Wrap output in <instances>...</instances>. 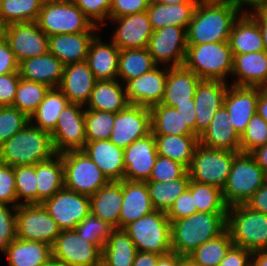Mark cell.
I'll list each match as a JSON object with an SVG mask.
<instances>
[{"label":"cell","mask_w":267,"mask_h":266,"mask_svg":"<svg viewBox=\"0 0 267 266\" xmlns=\"http://www.w3.org/2000/svg\"><path fill=\"white\" fill-rule=\"evenodd\" d=\"M250 155L255 159V162L267 173V144L257 147Z\"/></svg>","instance_id":"66"},{"label":"cell","mask_w":267,"mask_h":266,"mask_svg":"<svg viewBox=\"0 0 267 266\" xmlns=\"http://www.w3.org/2000/svg\"><path fill=\"white\" fill-rule=\"evenodd\" d=\"M97 79L86 61L64 66L58 89L70 103L86 105Z\"/></svg>","instance_id":"23"},{"label":"cell","mask_w":267,"mask_h":266,"mask_svg":"<svg viewBox=\"0 0 267 266\" xmlns=\"http://www.w3.org/2000/svg\"><path fill=\"white\" fill-rule=\"evenodd\" d=\"M61 156L64 167V188L91 196L109 182L83 150L68 151Z\"/></svg>","instance_id":"10"},{"label":"cell","mask_w":267,"mask_h":266,"mask_svg":"<svg viewBox=\"0 0 267 266\" xmlns=\"http://www.w3.org/2000/svg\"><path fill=\"white\" fill-rule=\"evenodd\" d=\"M259 94L260 87L231 85L227 89L223 106L228 112L233 128L240 136L246 130L249 120L256 114Z\"/></svg>","instance_id":"22"},{"label":"cell","mask_w":267,"mask_h":266,"mask_svg":"<svg viewBox=\"0 0 267 266\" xmlns=\"http://www.w3.org/2000/svg\"><path fill=\"white\" fill-rule=\"evenodd\" d=\"M30 118L27 114L12 106L0 107V146L18 131H21Z\"/></svg>","instance_id":"52"},{"label":"cell","mask_w":267,"mask_h":266,"mask_svg":"<svg viewBox=\"0 0 267 266\" xmlns=\"http://www.w3.org/2000/svg\"><path fill=\"white\" fill-rule=\"evenodd\" d=\"M6 28L7 25L0 19V43L6 38Z\"/></svg>","instance_id":"72"},{"label":"cell","mask_w":267,"mask_h":266,"mask_svg":"<svg viewBox=\"0 0 267 266\" xmlns=\"http://www.w3.org/2000/svg\"><path fill=\"white\" fill-rule=\"evenodd\" d=\"M252 252L232 245L218 266H252Z\"/></svg>","instance_id":"60"},{"label":"cell","mask_w":267,"mask_h":266,"mask_svg":"<svg viewBox=\"0 0 267 266\" xmlns=\"http://www.w3.org/2000/svg\"><path fill=\"white\" fill-rule=\"evenodd\" d=\"M158 153L154 135L135 140L123 149V180L146 182L151 176Z\"/></svg>","instance_id":"18"},{"label":"cell","mask_w":267,"mask_h":266,"mask_svg":"<svg viewBox=\"0 0 267 266\" xmlns=\"http://www.w3.org/2000/svg\"><path fill=\"white\" fill-rule=\"evenodd\" d=\"M149 110L153 135H195L184 123L176 108L160 103Z\"/></svg>","instance_id":"42"},{"label":"cell","mask_w":267,"mask_h":266,"mask_svg":"<svg viewBox=\"0 0 267 266\" xmlns=\"http://www.w3.org/2000/svg\"><path fill=\"white\" fill-rule=\"evenodd\" d=\"M266 182V173L255 162L250 153H238L222 189L223 202L229 207L245 204Z\"/></svg>","instance_id":"7"},{"label":"cell","mask_w":267,"mask_h":266,"mask_svg":"<svg viewBox=\"0 0 267 266\" xmlns=\"http://www.w3.org/2000/svg\"><path fill=\"white\" fill-rule=\"evenodd\" d=\"M197 3L162 4L150 2L146 12L154 30L178 26L187 30Z\"/></svg>","instance_id":"36"},{"label":"cell","mask_w":267,"mask_h":266,"mask_svg":"<svg viewBox=\"0 0 267 266\" xmlns=\"http://www.w3.org/2000/svg\"><path fill=\"white\" fill-rule=\"evenodd\" d=\"M97 266H107V265L104 264V263L101 261Z\"/></svg>","instance_id":"76"},{"label":"cell","mask_w":267,"mask_h":266,"mask_svg":"<svg viewBox=\"0 0 267 266\" xmlns=\"http://www.w3.org/2000/svg\"><path fill=\"white\" fill-rule=\"evenodd\" d=\"M265 144H267V122L256 113L240 136V152L250 153Z\"/></svg>","instance_id":"51"},{"label":"cell","mask_w":267,"mask_h":266,"mask_svg":"<svg viewBox=\"0 0 267 266\" xmlns=\"http://www.w3.org/2000/svg\"><path fill=\"white\" fill-rule=\"evenodd\" d=\"M56 154L51 134L31 123L0 146V161L12 167L35 165Z\"/></svg>","instance_id":"3"},{"label":"cell","mask_w":267,"mask_h":266,"mask_svg":"<svg viewBox=\"0 0 267 266\" xmlns=\"http://www.w3.org/2000/svg\"><path fill=\"white\" fill-rule=\"evenodd\" d=\"M96 32L63 33L49 37V52L64 66L86 61L90 42Z\"/></svg>","instance_id":"28"},{"label":"cell","mask_w":267,"mask_h":266,"mask_svg":"<svg viewBox=\"0 0 267 266\" xmlns=\"http://www.w3.org/2000/svg\"><path fill=\"white\" fill-rule=\"evenodd\" d=\"M226 229L233 245L252 253L267 250V215L254 211L245 204L229 206Z\"/></svg>","instance_id":"5"},{"label":"cell","mask_w":267,"mask_h":266,"mask_svg":"<svg viewBox=\"0 0 267 266\" xmlns=\"http://www.w3.org/2000/svg\"><path fill=\"white\" fill-rule=\"evenodd\" d=\"M124 89L118 79L97 80L85 108L118 113L130 104Z\"/></svg>","instance_id":"33"},{"label":"cell","mask_w":267,"mask_h":266,"mask_svg":"<svg viewBox=\"0 0 267 266\" xmlns=\"http://www.w3.org/2000/svg\"><path fill=\"white\" fill-rule=\"evenodd\" d=\"M175 108L180 113L187 127L195 134L196 116L194 99H191V103L178 104Z\"/></svg>","instance_id":"64"},{"label":"cell","mask_w":267,"mask_h":266,"mask_svg":"<svg viewBox=\"0 0 267 266\" xmlns=\"http://www.w3.org/2000/svg\"><path fill=\"white\" fill-rule=\"evenodd\" d=\"M115 228L98 217L89 214L75 228L85 241L96 244L101 250Z\"/></svg>","instance_id":"50"},{"label":"cell","mask_w":267,"mask_h":266,"mask_svg":"<svg viewBox=\"0 0 267 266\" xmlns=\"http://www.w3.org/2000/svg\"><path fill=\"white\" fill-rule=\"evenodd\" d=\"M109 19L111 22L118 24L111 41L120 50L148 47L153 29L146 11Z\"/></svg>","instance_id":"21"},{"label":"cell","mask_w":267,"mask_h":266,"mask_svg":"<svg viewBox=\"0 0 267 266\" xmlns=\"http://www.w3.org/2000/svg\"><path fill=\"white\" fill-rule=\"evenodd\" d=\"M95 35L89 45L86 62L97 80L117 79L120 49L112 41L104 43Z\"/></svg>","instance_id":"32"},{"label":"cell","mask_w":267,"mask_h":266,"mask_svg":"<svg viewBox=\"0 0 267 266\" xmlns=\"http://www.w3.org/2000/svg\"><path fill=\"white\" fill-rule=\"evenodd\" d=\"M61 230L41 204L16 208V237L53 245Z\"/></svg>","instance_id":"11"},{"label":"cell","mask_w":267,"mask_h":266,"mask_svg":"<svg viewBox=\"0 0 267 266\" xmlns=\"http://www.w3.org/2000/svg\"><path fill=\"white\" fill-rule=\"evenodd\" d=\"M227 213L196 212L171 222V247L178 255L187 257L206 241L226 230Z\"/></svg>","instance_id":"2"},{"label":"cell","mask_w":267,"mask_h":266,"mask_svg":"<svg viewBox=\"0 0 267 266\" xmlns=\"http://www.w3.org/2000/svg\"><path fill=\"white\" fill-rule=\"evenodd\" d=\"M20 73L0 75V105L12 106L17 92Z\"/></svg>","instance_id":"59"},{"label":"cell","mask_w":267,"mask_h":266,"mask_svg":"<svg viewBox=\"0 0 267 266\" xmlns=\"http://www.w3.org/2000/svg\"><path fill=\"white\" fill-rule=\"evenodd\" d=\"M5 40L18 63L49 52V37L39 28L36 21L7 25Z\"/></svg>","instance_id":"17"},{"label":"cell","mask_w":267,"mask_h":266,"mask_svg":"<svg viewBox=\"0 0 267 266\" xmlns=\"http://www.w3.org/2000/svg\"><path fill=\"white\" fill-rule=\"evenodd\" d=\"M2 253L8 259V266H42L52 257L49 244L18 237Z\"/></svg>","instance_id":"35"},{"label":"cell","mask_w":267,"mask_h":266,"mask_svg":"<svg viewBox=\"0 0 267 266\" xmlns=\"http://www.w3.org/2000/svg\"><path fill=\"white\" fill-rule=\"evenodd\" d=\"M178 266H198L188 257H183Z\"/></svg>","instance_id":"74"},{"label":"cell","mask_w":267,"mask_h":266,"mask_svg":"<svg viewBox=\"0 0 267 266\" xmlns=\"http://www.w3.org/2000/svg\"><path fill=\"white\" fill-rule=\"evenodd\" d=\"M16 208L11 205H0L1 252L16 238Z\"/></svg>","instance_id":"56"},{"label":"cell","mask_w":267,"mask_h":266,"mask_svg":"<svg viewBox=\"0 0 267 266\" xmlns=\"http://www.w3.org/2000/svg\"><path fill=\"white\" fill-rule=\"evenodd\" d=\"M245 205L267 215V181L246 201Z\"/></svg>","instance_id":"62"},{"label":"cell","mask_w":267,"mask_h":266,"mask_svg":"<svg viewBox=\"0 0 267 266\" xmlns=\"http://www.w3.org/2000/svg\"><path fill=\"white\" fill-rule=\"evenodd\" d=\"M157 65L145 74L130 79L125 85L127 99L130 104L151 108L160 104L165 90L168 67L160 69Z\"/></svg>","instance_id":"20"},{"label":"cell","mask_w":267,"mask_h":266,"mask_svg":"<svg viewBox=\"0 0 267 266\" xmlns=\"http://www.w3.org/2000/svg\"><path fill=\"white\" fill-rule=\"evenodd\" d=\"M197 212L192 192L187 188L174 202L167 213L170 223L175 220L189 217Z\"/></svg>","instance_id":"57"},{"label":"cell","mask_w":267,"mask_h":266,"mask_svg":"<svg viewBox=\"0 0 267 266\" xmlns=\"http://www.w3.org/2000/svg\"><path fill=\"white\" fill-rule=\"evenodd\" d=\"M84 239L75 230L61 231L51 246L52 258L66 266H97L102 250Z\"/></svg>","instance_id":"14"},{"label":"cell","mask_w":267,"mask_h":266,"mask_svg":"<svg viewBox=\"0 0 267 266\" xmlns=\"http://www.w3.org/2000/svg\"><path fill=\"white\" fill-rule=\"evenodd\" d=\"M154 210L146 182L123 180V201L119 216V229Z\"/></svg>","instance_id":"31"},{"label":"cell","mask_w":267,"mask_h":266,"mask_svg":"<svg viewBox=\"0 0 267 266\" xmlns=\"http://www.w3.org/2000/svg\"><path fill=\"white\" fill-rule=\"evenodd\" d=\"M57 154L83 150L86 140L85 106L69 103L60 113L50 133Z\"/></svg>","instance_id":"12"},{"label":"cell","mask_w":267,"mask_h":266,"mask_svg":"<svg viewBox=\"0 0 267 266\" xmlns=\"http://www.w3.org/2000/svg\"><path fill=\"white\" fill-rule=\"evenodd\" d=\"M19 73V63L15 59L8 42L0 43V75Z\"/></svg>","instance_id":"61"},{"label":"cell","mask_w":267,"mask_h":266,"mask_svg":"<svg viewBox=\"0 0 267 266\" xmlns=\"http://www.w3.org/2000/svg\"><path fill=\"white\" fill-rule=\"evenodd\" d=\"M187 171L180 162L158 155L148 181H172L181 178Z\"/></svg>","instance_id":"53"},{"label":"cell","mask_w":267,"mask_h":266,"mask_svg":"<svg viewBox=\"0 0 267 266\" xmlns=\"http://www.w3.org/2000/svg\"><path fill=\"white\" fill-rule=\"evenodd\" d=\"M188 189L192 192L198 212L227 213L222 190L216 186L190 180Z\"/></svg>","instance_id":"46"},{"label":"cell","mask_w":267,"mask_h":266,"mask_svg":"<svg viewBox=\"0 0 267 266\" xmlns=\"http://www.w3.org/2000/svg\"><path fill=\"white\" fill-rule=\"evenodd\" d=\"M151 134V114L147 107L129 104L116 113L114 127L109 140L125 149L135 140Z\"/></svg>","instance_id":"16"},{"label":"cell","mask_w":267,"mask_h":266,"mask_svg":"<svg viewBox=\"0 0 267 266\" xmlns=\"http://www.w3.org/2000/svg\"><path fill=\"white\" fill-rule=\"evenodd\" d=\"M199 143L213 149L240 153V135L233 128L224 106L217 111L208 128L199 136Z\"/></svg>","instance_id":"29"},{"label":"cell","mask_w":267,"mask_h":266,"mask_svg":"<svg viewBox=\"0 0 267 266\" xmlns=\"http://www.w3.org/2000/svg\"><path fill=\"white\" fill-rule=\"evenodd\" d=\"M150 0H112L109 18L141 13L147 10Z\"/></svg>","instance_id":"58"},{"label":"cell","mask_w":267,"mask_h":266,"mask_svg":"<svg viewBox=\"0 0 267 266\" xmlns=\"http://www.w3.org/2000/svg\"><path fill=\"white\" fill-rule=\"evenodd\" d=\"M200 81L195 72L184 65L168 67L161 104L175 108L178 104L191 103Z\"/></svg>","instance_id":"25"},{"label":"cell","mask_w":267,"mask_h":266,"mask_svg":"<svg viewBox=\"0 0 267 266\" xmlns=\"http://www.w3.org/2000/svg\"><path fill=\"white\" fill-rule=\"evenodd\" d=\"M252 266H267V250L253 252Z\"/></svg>","instance_id":"70"},{"label":"cell","mask_w":267,"mask_h":266,"mask_svg":"<svg viewBox=\"0 0 267 266\" xmlns=\"http://www.w3.org/2000/svg\"><path fill=\"white\" fill-rule=\"evenodd\" d=\"M73 2L93 25L101 27V22L103 26L107 25L104 21L109 19L112 0H73Z\"/></svg>","instance_id":"54"},{"label":"cell","mask_w":267,"mask_h":266,"mask_svg":"<svg viewBox=\"0 0 267 266\" xmlns=\"http://www.w3.org/2000/svg\"><path fill=\"white\" fill-rule=\"evenodd\" d=\"M38 204L64 188V167L61 154L36 164Z\"/></svg>","instance_id":"37"},{"label":"cell","mask_w":267,"mask_h":266,"mask_svg":"<svg viewBox=\"0 0 267 266\" xmlns=\"http://www.w3.org/2000/svg\"><path fill=\"white\" fill-rule=\"evenodd\" d=\"M44 0H4L0 19L6 24L36 21Z\"/></svg>","instance_id":"45"},{"label":"cell","mask_w":267,"mask_h":266,"mask_svg":"<svg viewBox=\"0 0 267 266\" xmlns=\"http://www.w3.org/2000/svg\"><path fill=\"white\" fill-rule=\"evenodd\" d=\"M183 65L201 80L226 82L233 69L229 41L188 45Z\"/></svg>","instance_id":"4"},{"label":"cell","mask_w":267,"mask_h":266,"mask_svg":"<svg viewBox=\"0 0 267 266\" xmlns=\"http://www.w3.org/2000/svg\"><path fill=\"white\" fill-rule=\"evenodd\" d=\"M64 65L50 52L24 59L19 63L22 79L39 82L49 88H58L63 75Z\"/></svg>","instance_id":"27"},{"label":"cell","mask_w":267,"mask_h":266,"mask_svg":"<svg viewBox=\"0 0 267 266\" xmlns=\"http://www.w3.org/2000/svg\"><path fill=\"white\" fill-rule=\"evenodd\" d=\"M150 2L162 4L198 3L197 0H150Z\"/></svg>","instance_id":"71"},{"label":"cell","mask_w":267,"mask_h":266,"mask_svg":"<svg viewBox=\"0 0 267 266\" xmlns=\"http://www.w3.org/2000/svg\"><path fill=\"white\" fill-rule=\"evenodd\" d=\"M158 155L190 166L195 148L199 144L197 135H154Z\"/></svg>","instance_id":"38"},{"label":"cell","mask_w":267,"mask_h":266,"mask_svg":"<svg viewBox=\"0 0 267 266\" xmlns=\"http://www.w3.org/2000/svg\"><path fill=\"white\" fill-rule=\"evenodd\" d=\"M238 153L205 147L199 143L187 168L190 180L213 185L222 190Z\"/></svg>","instance_id":"9"},{"label":"cell","mask_w":267,"mask_h":266,"mask_svg":"<svg viewBox=\"0 0 267 266\" xmlns=\"http://www.w3.org/2000/svg\"><path fill=\"white\" fill-rule=\"evenodd\" d=\"M36 22L48 37L63 33L97 32L100 28L93 25L73 0H44Z\"/></svg>","instance_id":"6"},{"label":"cell","mask_w":267,"mask_h":266,"mask_svg":"<svg viewBox=\"0 0 267 266\" xmlns=\"http://www.w3.org/2000/svg\"><path fill=\"white\" fill-rule=\"evenodd\" d=\"M41 205L56 221L61 231L75 230L76 226L90 214V196L66 188L59 190Z\"/></svg>","instance_id":"13"},{"label":"cell","mask_w":267,"mask_h":266,"mask_svg":"<svg viewBox=\"0 0 267 266\" xmlns=\"http://www.w3.org/2000/svg\"><path fill=\"white\" fill-rule=\"evenodd\" d=\"M109 181H121L125 172L123 149L109 139L87 141L83 148Z\"/></svg>","instance_id":"26"},{"label":"cell","mask_w":267,"mask_h":266,"mask_svg":"<svg viewBox=\"0 0 267 266\" xmlns=\"http://www.w3.org/2000/svg\"><path fill=\"white\" fill-rule=\"evenodd\" d=\"M242 12L248 13L259 25L265 50L267 51V6H263L254 10L246 9Z\"/></svg>","instance_id":"63"},{"label":"cell","mask_w":267,"mask_h":266,"mask_svg":"<svg viewBox=\"0 0 267 266\" xmlns=\"http://www.w3.org/2000/svg\"><path fill=\"white\" fill-rule=\"evenodd\" d=\"M233 4L240 10H244L245 6H251L252 9H258L267 6V0H233Z\"/></svg>","instance_id":"69"},{"label":"cell","mask_w":267,"mask_h":266,"mask_svg":"<svg viewBox=\"0 0 267 266\" xmlns=\"http://www.w3.org/2000/svg\"><path fill=\"white\" fill-rule=\"evenodd\" d=\"M189 183L188 171L181 178L172 181H146L154 210L168 213L175 200L188 188Z\"/></svg>","instance_id":"41"},{"label":"cell","mask_w":267,"mask_h":266,"mask_svg":"<svg viewBox=\"0 0 267 266\" xmlns=\"http://www.w3.org/2000/svg\"><path fill=\"white\" fill-rule=\"evenodd\" d=\"M69 103L70 101L58 88H50L38 108L29 117L30 123L51 133L55 129L61 111Z\"/></svg>","instance_id":"40"},{"label":"cell","mask_w":267,"mask_h":266,"mask_svg":"<svg viewBox=\"0 0 267 266\" xmlns=\"http://www.w3.org/2000/svg\"><path fill=\"white\" fill-rule=\"evenodd\" d=\"M240 13L234 4L198 2L186 30L187 45L229 41Z\"/></svg>","instance_id":"1"},{"label":"cell","mask_w":267,"mask_h":266,"mask_svg":"<svg viewBox=\"0 0 267 266\" xmlns=\"http://www.w3.org/2000/svg\"><path fill=\"white\" fill-rule=\"evenodd\" d=\"M123 229L135 244L137 251L159 255L172 251L171 223L167 213L153 210Z\"/></svg>","instance_id":"8"},{"label":"cell","mask_w":267,"mask_h":266,"mask_svg":"<svg viewBox=\"0 0 267 266\" xmlns=\"http://www.w3.org/2000/svg\"><path fill=\"white\" fill-rule=\"evenodd\" d=\"M123 201V180L109 181L90 196V214L119 229Z\"/></svg>","instance_id":"30"},{"label":"cell","mask_w":267,"mask_h":266,"mask_svg":"<svg viewBox=\"0 0 267 266\" xmlns=\"http://www.w3.org/2000/svg\"><path fill=\"white\" fill-rule=\"evenodd\" d=\"M219 80H201L197 85L195 104V135L198 137L208 128L212 118L223 106L229 85Z\"/></svg>","instance_id":"19"},{"label":"cell","mask_w":267,"mask_h":266,"mask_svg":"<svg viewBox=\"0 0 267 266\" xmlns=\"http://www.w3.org/2000/svg\"><path fill=\"white\" fill-rule=\"evenodd\" d=\"M187 46L185 28L166 26L153 31L147 48L157 65L175 67L183 65Z\"/></svg>","instance_id":"15"},{"label":"cell","mask_w":267,"mask_h":266,"mask_svg":"<svg viewBox=\"0 0 267 266\" xmlns=\"http://www.w3.org/2000/svg\"><path fill=\"white\" fill-rule=\"evenodd\" d=\"M234 86L267 87V51L233 55Z\"/></svg>","instance_id":"24"},{"label":"cell","mask_w":267,"mask_h":266,"mask_svg":"<svg viewBox=\"0 0 267 266\" xmlns=\"http://www.w3.org/2000/svg\"><path fill=\"white\" fill-rule=\"evenodd\" d=\"M14 174L18 206L21 204H38L36 164L14 166Z\"/></svg>","instance_id":"48"},{"label":"cell","mask_w":267,"mask_h":266,"mask_svg":"<svg viewBox=\"0 0 267 266\" xmlns=\"http://www.w3.org/2000/svg\"><path fill=\"white\" fill-rule=\"evenodd\" d=\"M229 44L233 55L265 50L260 27L248 13H241L234 22Z\"/></svg>","instance_id":"34"},{"label":"cell","mask_w":267,"mask_h":266,"mask_svg":"<svg viewBox=\"0 0 267 266\" xmlns=\"http://www.w3.org/2000/svg\"><path fill=\"white\" fill-rule=\"evenodd\" d=\"M232 245L230 233L226 229L216 238L200 245L187 257L198 266H218Z\"/></svg>","instance_id":"44"},{"label":"cell","mask_w":267,"mask_h":266,"mask_svg":"<svg viewBox=\"0 0 267 266\" xmlns=\"http://www.w3.org/2000/svg\"><path fill=\"white\" fill-rule=\"evenodd\" d=\"M256 113L267 122V87L260 88Z\"/></svg>","instance_id":"68"},{"label":"cell","mask_w":267,"mask_h":266,"mask_svg":"<svg viewBox=\"0 0 267 266\" xmlns=\"http://www.w3.org/2000/svg\"><path fill=\"white\" fill-rule=\"evenodd\" d=\"M116 113L88 110L85 108L86 140L99 141L109 139L114 127Z\"/></svg>","instance_id":"49"},{"label":"cell","mask_w":267,"mask_h":266,"mask_svg":"<svg viewBox=\"0 0 267 266\" xmlns=\"http://www.w3.org/2000/svg\"><path fill=\"white\" fill-rule=\"evenodd\" d=\"M159 257L156 253L137 251L132 266H156Z\"/></svg>","instance_id":"65"},{"label":"cell","mask_w":267,"mask_h":266,"mask_svg":"<svg viewBox=\"0 0 267 266\" xmlns=\"http://www.w3.org/2000/svg\"><path fill=\"white\" fill-rule=\"evenodd\" d=\"M183 257L171 251L167 254L160 255L156 266H178Z\"/></svg>","instance_id":"67"},{"label":"cell","mask_w":267,"mask_h":266,"mask_svg":"<svg viewBox=\"0 0 267 266\" xmlns=\"http://www.w3.org/2000/svg\"><path fill=\"white\" fill-rule=\"evenodd\" d=\"M137 248L124 229H114L102 247L101 261L107 266H132Z\"/></svg>","instance_id":"39"},{"label":"cell","mask_w":267,"mask_h":266,"mask_svg":"<svg viewBox=\"0 0 267 266\" xmlns=\"http://www.w3.org/2000/svg\"><path fill=\"white\" fill-rule=\"evenodd\" d=\"M42 266H66L61 261L56 260L54 258H50L46 263H44Z\"/></svg>","instance_id":"73"},{"label":"cell","mask_w":267,"mask_h":266,"mask_svg":"<svg viewBox=\"0 0 267 266\" xmlns=\"http://www.w3.org/2000/svg\"><path fill=\"white\" fill-rule=\"evenodd\" d=\"M49 89L45 84L20 78L12 107L30 117L43 101Z\"/></svg>","instance_id":"47"},{"label":"cell","mask_w":267,"mask_h":266,"mask_svg":"<svg viewBox=\"0 0 267 266\" xmlns=\"http://www.w3.org/2000/svg\"><path fill=\"white\" fill-rule=\"evenodd\" d=\"M156 66L157 64L149 54L148 48L122 49L119 52L117 79H120L119 81L123 84L145 74Z\"/></svg>","instance_id":"43"},{"label":"cell","mask_w":267,"mask_h":266,"mask_svg":"<svg viewBox=\"0 0 267 266\" xmlns=\"http://www.w3.org/2000/svg\"><path fill=\"white\" fill-rule=\"evenodd\" d=\"M0 205L18 206L14 167L0 161Z\"/></svg>","instance_id":"55"},{"label":"cell","mask_w":267,"mask_h":266,"mask_svg":"<svg viewBox=\"0 0 267 266\" xmlns=\"http://www.w3.org/2000/svg\"><path fill=\"white\" fill-rule=\"evenodd\" d=\"M199 3H230L233 4V0H197Z\"/></svg>","instance_id":"75"}]
</instances>
